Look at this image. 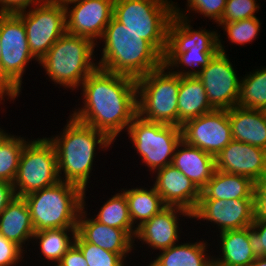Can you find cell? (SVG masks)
I'll list each match as a JSON object with an SVG mask.
<instances>
[{
	"label": "cell",
	"mask_w": 266,
	"mask_h": 266,
	"mask_svg": "<svg viewBox=\"0 0 266 266\" xmlns=\"http://www.w3.org/2000/svg\"><path fill=\"white\" fill-rule=\"evenodd\" d=\"M173 3L172 0H114L113 17L163 56Z\"/></svg>",
	"instance_id": "ba28073f"
},
{
	"label": "cell",
	"mask_w": 266,
	"mask_h": 266,
	"mask_svg": "<svg viewBox=\"0 0 266 266\" xmlns=\"http://www.w3.org/2000/svg\"><path fill=\"white\" fill-rule=\"evenodd\" d=\"M136 154L150 174L172 164L175 150L182 140L181 128L142 119L136 115L126 131Z\"/></svg>",
	"instance_id": "9c48e42d"
},
{
	"label": "cell",
	"mask_w": 266,
	"mask_h": 266,
	"mask_svg": "<svg viewBox=\"0 0 266 266\" xmlns=\"http://www.w3.org/2000/svg\"><path fill=\"white\" fill-rule=\"evenodd\" d=\"M15 197L13 183L0 180V214Z\"/></svg>",
	"instance_id": "7bdbcfd3"
},
{
	"label": "cell",
	"mask_w": 266,
	"mask_h": 266,
	"mask_svg": "<svg viewBox=\"0 0 266 266\" xmlns=\"http://www.w3.org/2000/svg\"><path fill=\"white\" fill-rule=\"evenodd\" d=\"M219 235V236H218ZM220 239L213 256V266H248L256 259L249 242V227L217 234Z\"/></svg>",
	"instance_id": "d4e9b609"
},
{
	"label": "cell",
	"mask_w": 266,
	"mask_h": 266,
	"mask_svg": "<svg viewBox=\"0 0 266 266\" xmlns=\"http://www.w3.org/2000/svg\"><path fill=\"white\" fill-rule=\"evenodd\" d=\"M148 187L150 188L147 189L145 185L131 189L121 188L128 203L132 223L136 228L166 207L154 186Z\"/></svg>",
	"instance_id": "83f0119b"
},
{
	"label": "cell",
	"mask_w": 266,
	"mask_h": 266,
	"mask_svg": "<svg viewBox=\"0 0 266 266\" xmlns=\"http://www.w3.org/2000/svg\"><path fill=\"white\" fill-rule=\"evenodd\" d=\"M29 140L8 133L0 126V180L14 182L22 150Z\"/></svg>",
	"instance_id": "1f68e13d"
},
{
	"label": "cell",
	"mask_w": 266,
	"mask_h": 266,
	"mask_svg": "<svg viewBox=\"0 0 266 266\" xmlns=\"http://www.w3.org/2000/svg\"><path fill=\"white\" fill-rule=\"evenodd\" d=\"M192 218L216 225L218 231L249 227L254 221V199L199 200Z\"/></svg>",
	"instance_id": "9a60e30c"
},
{
	"label": "cell",
	"mask_w": 266,
	"mask_h": 266,
	"mask_svg": "<svg viewBox=\"0 0 266 266\" xmlns=\"http://www.w3.org/2000/svg\"><path fill=\"white\" fill-rule=\"evenodd\" d=\"M182 216L184 218L187 217L186 219H192V213L188 210L176 206H166L150 220L137 227L134 243L139 240V242L141 241L140 244H145L147 248H152V250L156 251H161L177 244L181 240L182 224L179 225V223L183 219L180 220L181 218L179 217Z\"/></svg>",
	"instance_id": "2e32d148"
},
{
	"label": "cell",
	"mask_w": 266,
	"mask_h": 266,
	"mask_svg": "<svg viewBox=\"0 0 266 266\" xmlns=\"http://www.w3.org/2000/svg\"><path fill=\"white\" fill-rule=\"evenodd\" d=\"M74 244L82 251L88 266H126L130 263L117 253L86 242L78 233Z\"/></svg>",
	"instance_id": "d590c367"
},
{
	"label": "cell",
	"mask_w": 266,
	"mask_h": 266,
	"mask_svg": "<svg viewBox=\"0 0 266 266\" xmlns=\"http://www.w3.org/2000/svg\"><path fill=\"white\" fill-rule=\"evenodd\" d=\"M254 183L249 177L215 169L199 200L254 199Z\"/></svg>",
	"instance_id": "484cf974"
},
{
	"label": "cell",
	"mask_w": 266,
	"mask_h": 266,
	"mask_svg": "<svg viewBox=\"0 0 266 266\" xmlns=\"http://www.w3.org/2000/svg\"><path fill=\"white\" fill-rule=\"evenodd\" d=\"M214 110L207 98L203 83L194 76L181 77L178 92V127L193 118Z\"/></svg>",
	"instance_id": "4316f807"
},
{
	"label": "cell",
	"mask_w": 266,
	"mask_h": 266,
	"mask_svg": "<svg viewBox=\"0 0 266 266\" xmlns=\"http://www.w3.org/2000/svg\"><path fill=\"white\" fill-rule=\"evenodd\" d=\"M0 40L2 55V105L17 99L22 93L23 76L32 61L23 21L11 13L0 14ZM5 98V99H4Z\"/></svg>",
	"instance_id": "8992f818"
},
{
	"label": "cell",
	"mask_w": 266,
	"mask_h": 266,
	"mask_svg": "<svg viewBox=\"0 0 266 266\" xmlns=\"http://www.w3.org/2000/svg\"><path fill=\"white\" fill-rule=\"evenodd\" d=\"M249 242L255 257H266V220L254 218L249 226Z\"/></svg>",
	"instance_id": "74e56055"
},
{
	"label": "cell",
	"mask_w": 266,
	"mask_h": 266,
	"mask_svg": "<svg viewBox=\"0 0 266 266\" xmlns=\"http://www.w3.org/2000/svg\"><path fill=\"white\" fill-rule=\"evenodd\" d=\"M224 43L221 34H218L219 51L197 75L204 85L211 107L215 110H229L236 106L239 98L241 76L238 77Z\"/></svg>",
	"instance_id": "7c38bea8"
},
{
	"label": "cell",
	"mask_w": 266,
	"mask_h": 266,
	"mask_svg": "<svg viewBox=\"0 0 266 266\" xmlns=\"http://www.w3.org/2000/svg\"><path fill=\"white\" fill-rule=\"evenodd\" d=\"M93 217L104 225L125 230L134 239L137 228L132 223L128 203L122 190L104 201Z\"/></svg>",
	"instance_id": "f546056e"
},
{
	"label": "cell",
	"mask_w": 266,
	"mask_h": 266,
	"mask_svg": "<svg viewBox=\"0 0 266 266\" xmlns=\"http://www.w3.org/2000/svg\"><path fill=\"white\" fill-rule=\"evenodd\" d=\"M25 253L19 245L0 234V266H20L18 264L24 258Z\"/></svg>",
	"instance_id": "f35d334b"
},
{
	"label": "cell",
	"mask_w": 266,
	"mask_h": 266,
	"mask_svg": "<svg viewBox=\"0 0 266 266\" xmlns=\"http://www.w3.org/2000/svg\"><path fill=\"white\" fill-rule=\"evenodd\" d=\"M240 80L239 98L236 106L263 110L266 107V66L253 69Z\"/></svg>",
	"instance_id": "4dcf8cb0"
},
{
	"label": "cell",
	"mask_w": 266,
	"mask_h": 266,
	"mask_svg": "<svg viewBox=\"0 0 266 266\" xmlns=\"http://www.w3.org/2000/svg\"><path fill=\"white\" fill-rule=\"evenodd\" d=\"M61 3H72V2H77L81 0H59Z\"/></svg>",
	"instance_id": "bcb514c9"
},
{
	"label": "cell",
	"mask_w": 266,
	"mask_h": 266,
	"mask_svg": "<svg viewBox=\"0 0 266 266\" xmlns=\"http://www.w3.org/2000/svg\"><path fill=\"white\" fill-rule=\"evenodd\" d=\"M262 22L260 18L253 17L249 19H244L235 22H226V23H217L216 27H221L223 32L228 37L230 45H246L248 43H252V41L256 40L259 36V32H261Z\"/></svg>",
	"instance_id": "836d02e7"
},
{
	"label": "cell",
	"mask_w": 266,
	"mask_h": 266,
	"mask_svg": "<svg viewBox=\"0 0 266 266\" xmlns=\"http://www.w3.org/2000/svg\"><path fill=\"white\" fill-rule=\"evenodd\" d=\"M76 234L77 228H59L38 231L33 235V246L36 243L39 251H41L39 256H43V260H46L48 265L53 262L52 266H56L63 255L74 244Z\"/></svg>",
	"instance_id": "f1b7e54d"
},
{
	"label": "cell",
	"mask_w": 266,
	"mask_h": 266,
	"mask_svg": "<svg viewBox=\"0 0 266 266\" xmlns=\"http://www.w3.org/2000/svg\"><path fill=\"white\" fill-rule=\"evenodd\" d=\"M257 0H226L225 9L218 23L235 22L257 17L260 4Z\"/></svg>",
	"instance_id": "8d00e7d4"
},
{
	"label": "cell",
	"mask_w": 266,
	"mask_h": 266,
	"mask_svg": "<svg viewBox=\"0 0 266 266\" xmlns=\"http://www.w3.org/2000/svg\"><path fill=\"white\" fill-rule=\"evenodd\" d=\"M186 2L187 9L185 7L183 10L182 8L180 10L178 2L173 3V14L193 21L195 18L191 14L195 13L198 16L203 15L205 20L209 18L214 24L221 20L226 5V0H187Z\"/></svg>",
	"instance_id": "e575fe53"
},
{
	"label": "cell",
	"mask_w": 266,
	"mask_h": 266,
	"mask_svg": "<svg viewBox=\"0 0 266 266\" xmlns=\"http://www.w3.org/2000/svg\"><path fill=\"white\" fill-rule=\"evenodd\" d=\"M34 233L27 201L16 196L0 214V234L27 252Z\"/></svg>",
	"instance_id": "7402d4cb"
},
{
	"label": "cell",
	"mask_w": 266,
	"mask_h": 266,
	"mask_svg": "<svg viewBox=\"0 0 266 266\" xmlns=\"http://www.w3.org/2000/svg\"><path fill=\"white\" fill-rule=\"evenodd\" d=\"M87 197L86 192H83V207L78 216L77 233L86 242L117 253L128 261L127 257L130 259L129 255L132 254V251L134 253L137 246L134 244V239L125 230L109 227L90 216V212L87 211L88 207H86L85 198Z\"/></svg>",
	"instance_id": "e0dca14e"
},
{
	"label": "cell",
	"mask_w": 266,
	"mask_h": 266,
	"mask_svg": "<svg viewBox=\"0 0 266 266\" xmlns=\"http://www.w3.org/2000/svg\"><path fill=\"white\" fill-rule=\"evenodd\" d=\"M136 81L137 115L151 122L178 126L180 76L162 65Z\"/></svg>",
	"instance_id": "52a82bcc"
},
{
	"label": "cell",
	"mask_w": 266,
	"mask_h": 266,
	"mask_svg": "<svg viewBox=\"0 0 266 266\" xmlns=\"http://www.w3.org/2000/svg\"><path fill=\"white\" fill-rule=\"evenodd\" d=\"M262 112L264 113L265 118H266V107L262 110Z\"/></svg>",
	"instance_id": "7dc6e473"
},
{
	"label": "cell",
	"mask_w": 266,
	"mask_h": 266,
	"mask_svg": "<svg viewBox=\"0 0 266 266\" xmlns=\"http://www.w3.org/2000/svg\"><path fill=\"white\" fill-rule=\"evenodd\" d=\"M248 266H266V257H256Z\"/></svg>",
	"instance_id": "ee69618b"
},
{
	"label": "cell",
	"mask_w": 266,
	"mask_h": 266,
	"mask_svg": "<svg viewBox=\"0 0 266 266\" xmlns=\"http://www.w3.org/2000/svg\"><path fill=\"white\" fill-rule=\"evenodd\" d=\"M56 266H88L82 251L73 244Z\"/></svg>",
	"instance_id": "b9f144b4"
},
{
	"label": "cell",
	"mask_w": 266,
	"mask_h": 266,
	"mask_svg": "<svg viewBox=\"0 0 266 266\" xmlns=\"http://www.w3.org/2000/svg\"><path fill=\"white\" fill-rule=\"evenodd\" d=\"M191 20L178 15L172 16L167 29L165 53H184L186 51H219L218 32L203 27L193 29ZM215 30V31H214Z\"/></svg>",
	"instance_id": "ffe728a7"
},
{
	"label": "cell",
	"mask_w": 266,
	"mask_h": 266,
	"mask_svg": "<svg viewBox=\"0 0 266 266\" xmlns=\"http://www.w3.org/2000/svg\"><path fill=\"white\" fill-rule=\"evenodd\" d=\"M182 140L214 156L232 141L228 110H212L181 125Z\"/></svg>",
	"instance_id": "4fadbf2b"
},
{
	"label": "cell",
	"mask_w": 266,
	"mask_h": 266,
	"mask_svg": "<svg viewBox=\"0 0 266 266\" xmlns=\"http://www.w3.org/2000/svg\"><path fill=\"white\" fill-rule=\"evenodd\" d=\"M95 48L90 38L65 32L38 64L48 75V81L73 92L98 67Z\"/></svg>",
	"instance_id": "277c9868"
},
{
	"label": "cell",
	"mask_w": 266,
	"mask_h": 266,
	"mask_svg": "<svg viewBox=\"0 0 266 266\" xmlns=\"http://www.w3.org/2000/svg\"><path fill=\"white\" fill-rule=\"evenodd\" d=\"M232 140L266 150V118L262 110L234 106L228 110Z\"/></svg>",
	"instance_id": "603a6c76"
},
{
	"label": "cell",
	"mask_w": 266,
	"mask_h": 266,
	"mask_svg": "<svg viewBox=\"0 0 266 266\" xmlns=\"http://www.w3.org/2000/svg\"><path fill=\"white\" fill-rule=\"evenodd\" d=\"M68 118L63 130L48 139L56 150L59 179L86 192L93 175L96 152L109 151L114 142L104 132L79 122L71 115Z\"/></svg>",
	"instance_id": "7a4b0ae2"
},
{
	"label": "cell",
	"mask_w": 266,
	"mask_h": 266,
	"mask_svg": "<svg viewBox=\"0 0 266 266\" xmlns=\"http://www.w3.org/2000/svg\"><path fill=\"white\" fill-rule=\"evenodd\" d=\"M216 169L257 182L266 176V150L232 140L215 158Z\"/></svg>",
	"instance_id": "ac0fdd59"
},
{
	"label": "cell",
	"mask_w": 266,
	"mask_h": 266,
	"mask_svg": "<svg viewBox=\"0 0 266 266\" xmlns=\"http://www.w3.org/2000/svg\"><path fill=\"white\" fill-rule=\"evenodd\" d=\"M58 181L57 154L53 143L44 136L29 140L22 150L13 182L15 195L24 197Z\"/></svg>",
	"instance_id": "30bf717a"
},
{
	"label": "cell",
	"mask_w": 266,
	"mask_h": 266,
	"mask_svg": "<svg viewBox=\"0 0 266 266\" xmlns=\"http://www.w3.org/2000/svg\"><path fill=\"white\" fill-rule=\"evenodd\" d=\"M98 68L138 79L163 65V56L147 41L114 17L106 26ZM102 41V42H101Z\"/></svg>",
	"instance_id": "3957f363"
},
{
	"label": "cell",
	"mask_w": 266,
	"mask_h": 266,
	"mask_svg": "<svg viewBox=\"0 0 266 266\" xmlns=\"http://www.w3.org/2000/svg\"><path fill=\"white\" fill-rule=\"evenodd\" d=\"M217 52L218 51H186L184 53H164L163 65L167 66L173 73L181 77H197Z\"/></svg>",
	"instance_id": "d6a6232c"
},
{
	"label": "cell",
	"mask_w": 266,
	"mask_h": 266,
	"mask_svg": "<svg viewBox=\"0 0 266 266\" xmlns=\"http://www.w3.org/2000/svg\"><path fill=\"white\" fill-rule=\"evenodd\" d=\"M152 184L166 206L181 207L193 212L201 196V190L174 165L158 169Z\"/></svg>",
	"instance_id": "d6986e66"
},
{
	"label": "cell",
	"mask_w": 266,
	"mask_h": 266,
	"mask_svg": "<svg viewBox=\"0 0 266 266\" xmlns=\"http://www.w3.org/2000/svg\"><path fill=\"white\" fill-rule=\"evenodd\" d=\"M47 0H0V14H15L20 11L27 10L36 5L42 4Z\"/></svg>",
	"instance_id": "60d3db41"
},
{
	"label": "cell",
	"mask_w": 266,
	"mask_h": 266,
	"mask_svg": "<svg viewBox=\"0 0 266 266\" xmlns=\"http://www.w3.org/2000/svg\"><path fill=\"white\" fill-rule=\"evenodd\" d=\"M202 240L197 238L196 242H179L161 250L146 266H213V255L207 250L212 243Z\"/></svg>",
	"instance_id": "cb8c5ba5"
},
{
	"label": "cell",
	"mask_w": 266,
	"mask_h": 266,
	"mask_svg": "<svg viewBox=\"0 0 266 266\" xmlns=\"http://www.w3.org/2000/svg\"><path fill=\"white\" fill-rule=\"evenodd\" d=\"M1 40H0V105L2 104V55H1Z\"/></svg>",
	"instance_id": "f6af8a7d"
},
{
	"label": "cell",
	"mask_w": 266,
	"mask_h": 266,
	"mask_svg": "<svg viewBox=\"0 0 266 266\" xmlns=\"http://www.w3.org/2000/svg\"><path fill=\"white\" fill-rule=\"evenodd\" d=\"M62 4L65 7L66 32L99 43L113 17L114 0H81Z\"/></svg>",
	"instance_id": "5bb4252c"
},
{
	"label": "cell",
	"mask_w": 266,
	"mask_h": 266,
	"mask_svg": "<svg viewBox=\"0 0 266 266\" xmlns=\"http://www.w3.org/2000/svg\"><path fill=\"white\" fill-rule=\"evenodd\" d=\"M15 14L23 21L30 52L38 61L66 32L65 7L59 0H47Z\"/></svg>",
	"instance_id": "8fae6325"
},
{
	"label": "cell",
	"mask_w": 266,
	"mask_h": 266,
	"mask_svg": "<svg viewBox=\"0 0 266 266\" xmlns=\"http://www.w3.org/2000/svg\"><path fill=\"white\" fill-rule=\"evenodd\" d=\"M254 216L266 220V176L254 183Z\"/></svg>",
	"instance_id": "ab89813d"
},
{
	"label": "cell",
	"mask_w": 266,
	"mask_h": 266,
	"mask_svg": "<svg viewBox=\"0 0 266 266\" xmlns=\"http://www.w3.org/2000/svg\"><path fill=\"white\" fill-rule=\"evenodd\" d=\"M172 165L200 190L207 185L216 169L214 156L185 143L183 140L180 141L175 150Z\"/></svg>",
	"instance_id": "44dd1931"
},
{
	"label": "cell",
	"mask_w": 266,
	"mask_h": 266,
	"mask_svg": "<svg viewBox=\"0 0 266 266\" xmlns=\"http://www.w3.org/2000/svg\"><path fill=\"white\" fill-rule=\"evenodd\" d=\"M83 192L79 186L60 180L24 196L35 232L77 228L78 216L83 207Z\"/></svg>",
	"instance_id": "5b68a950"
},
{
	"label": "cell",
	"mask_w": 266,
	"mask_h": 266,
	"mask_svg": "<svg viewBox=\"0 0 266 266\" xmlns=\"http://www.w3.org/2000/svg\"><path fill=\"white\" fill-rule=\"evenodd\" d=\"M79 89L83 104L70 115L115 142L137 115L136 79L97 67Z\"/></svg>",
	"instance_id": "6da1fadb"
}]
</instances>
